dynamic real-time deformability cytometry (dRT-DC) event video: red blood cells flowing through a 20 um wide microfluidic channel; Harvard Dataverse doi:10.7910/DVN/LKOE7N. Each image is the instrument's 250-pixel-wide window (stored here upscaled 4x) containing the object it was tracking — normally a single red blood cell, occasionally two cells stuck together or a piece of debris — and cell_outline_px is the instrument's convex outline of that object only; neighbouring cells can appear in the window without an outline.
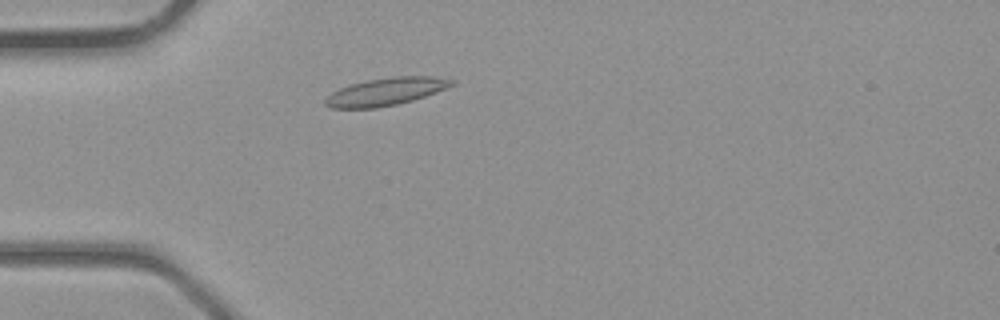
{"species": "common noctule bat (a hibernating species)", "species_latin": "Nyctalus noctula", "temperature_condition": "room temperature", "stored_images_in_passage": 27, "camera_frame_rate_fps": 3000, "um_per_image_px": 0.085, "animal": {"sex": "male", "body_mass_g": 23.1, "forearm_length_mm": 52.7}, "frame": {"image": 1, "passage_image": 3, "time_ms": 0.667, "image_size_px": [1000, 320], "cell_outline_px": [[456, 84], [424, 96], [412, 100], [396, 104], [376, 108], [332, 108], [324, 104], [324, 100], [332, 92], [340, 88], [352, 84], [368, 80], [392, 76], [432, 76], [452, 80]], "centroid_in_image_um": [32.77, 7.79], "position_along_channel_um": 52.2, "area_um2": 20.06}}
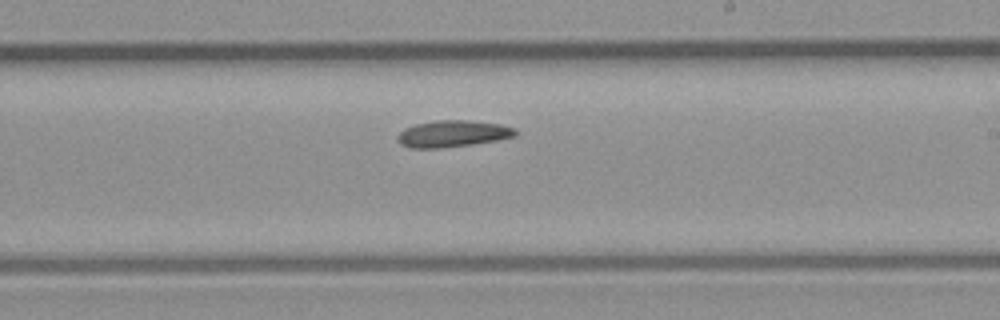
{"frame": {"image": 2, "passage_image": 15, "time_ms": 4.667, "image_size_px": [1000, 320], "cell_outline_px": [[516, 136], [496, 140], [472, 144], [440, 148], [412, 148], [400, 144], [396, 140], [396, 136], [404, 128], [416, 124], [436, 120], [472, 120], [500, 124], [516, 128]], "centroid_in_image_um": [38.46, 11.36], "position_along_channel_um": 250.5, "area_um2": 18.38}}
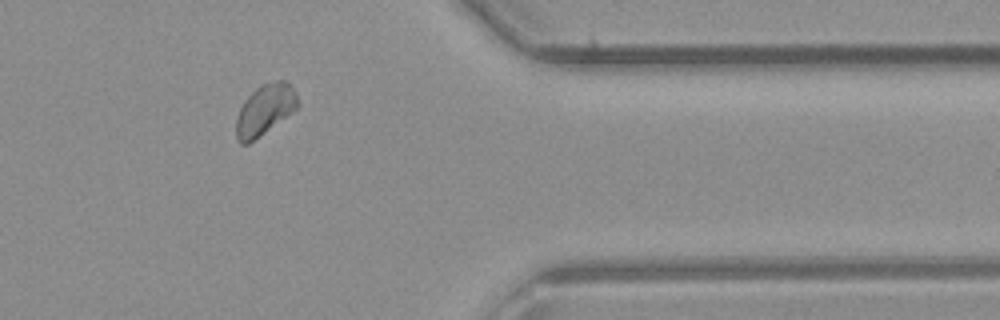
{"frame": {"image": 3, "passage_image": 24, "time_ms": 7.667, "image_size_px": [1000, 320], "cell_outline_px": [[300, 104], [292, 112], [248, 144], [240, 144], [236, 140], [236, 120], [240, 108], [244, 100], [260, 84], [276, 80], [284, 80], [296, 92], [300, 100]], "centroid_in_image_um": [22.51, 9.32], "position_along_channel_um": 388.9, "area_um2": 18.09}}